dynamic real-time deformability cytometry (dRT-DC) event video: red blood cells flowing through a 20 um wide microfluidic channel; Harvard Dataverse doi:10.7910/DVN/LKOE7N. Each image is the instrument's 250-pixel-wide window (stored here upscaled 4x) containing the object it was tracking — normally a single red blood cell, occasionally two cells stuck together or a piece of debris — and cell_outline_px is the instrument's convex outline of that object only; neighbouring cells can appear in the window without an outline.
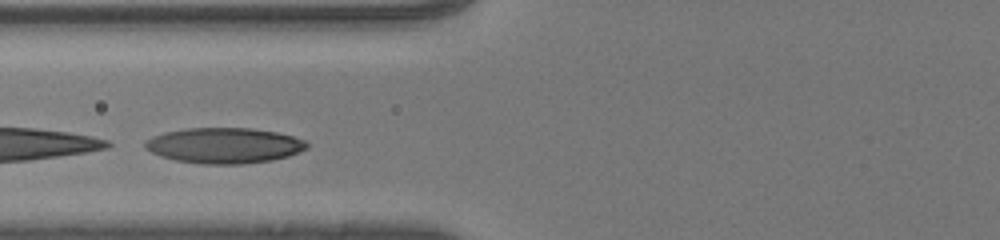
{"species": "human", "species_latin": "Homo sapiens", "temperature_condition": "room temperature", "stored_images_in_passage": 29, "segment_of_instrument_passage": [2, 2], "camera_frame_rate_fps": 3000, "um_per_image_px": 0.085, "donor": {"sex": "male"}, "frame": {"image": 1, "passage_image": 8, "time_ms": 2.333, "image_size_px": [1000, 240], "cell_outline_px": [[308, 148], [288, 156], [272, 160], [244, 164], [200, 164], [176, 160], [160, 156], [144, 148], [144, 140], [152, 136], [164, 132], [188, 128], [252, 128], [276, 132], [292, 136], [304, 140], [308, 144]], "centroid_in_image_um": [19.03, 12.37], "position_along_channel_um": 106.8, "area_um2": 33.64}}
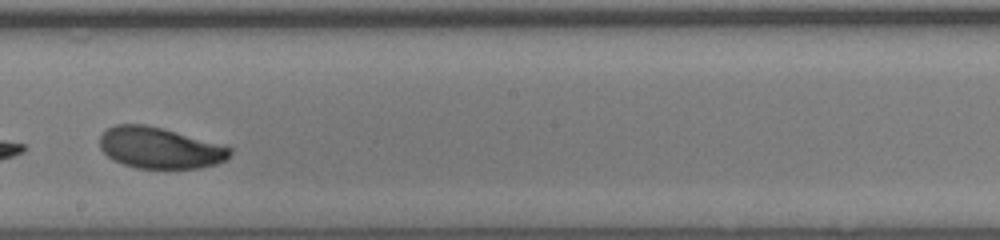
{"frame": {"image": 2, "passage_image": 17, "time_ms": 5.333, "image_size_px": [1000, 240], "cell_outline_px": [[232, 152], [228, 160], [216, 164], [200, 168], [136, 168], [112, 160], [100, 148], [100, 136], [108, 128], [116, 124], [144, 124], [160, 128], [232, 148]], "centroid_in_image_um": [13.56, 12.59], "position_along_channel_um": 234.6, "area_um2": 30.87}}
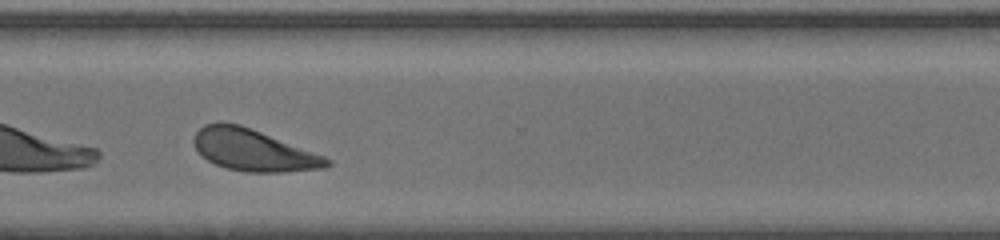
{"frame": {"image": 3, "passage_image": 25, "time_ms": 8.0, "image_size_px": [1000, 240], "cell_outline_px": [[332, 164], [324, 168], [284, 172], [244, 172], [228, 168], [216, 164], [208, 160], [196, 148], [192, 140], [196, 132], [204, 124], [220, 120], [240, 124], [324, 156], [332, 160]], "centroid_in_image_um": [21.51, 12.75], "position_along_channel_um": 349.1, "area_um2": 32.19}}